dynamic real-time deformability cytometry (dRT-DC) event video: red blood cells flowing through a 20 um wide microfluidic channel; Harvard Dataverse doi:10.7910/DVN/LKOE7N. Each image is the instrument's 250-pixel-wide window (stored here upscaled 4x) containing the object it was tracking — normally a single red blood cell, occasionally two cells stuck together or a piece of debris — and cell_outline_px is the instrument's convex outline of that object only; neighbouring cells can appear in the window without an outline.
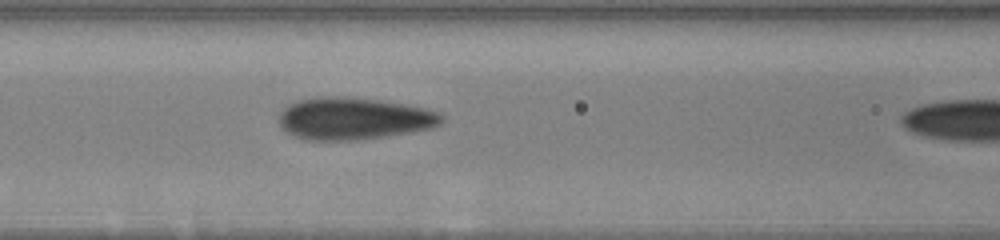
{"species": "human", "species_latin": "Homo sapiens", "temperature_condition": "warm", "stored_images_in_passage": 10, "camera_frame_rate_fps": 3000, "um_per_image_px": 0.085, "donor": {"sex": "male"}, "frame": {"image": 1, "passage_image": 9, "time_ms": 4.333, "image_size_px": [1000, 240], "cell_outline_px": [[444, 120], [440, 124], [432, 128], [384, 136], [356, 140], [308, 140], [296, 136], [288, 132], [280, 124], [280, 112], [288, 104], [300, 100], [316, 96], [340, 96], [380, 100], [428, 108], [440, 112], [444, 116]], "centroid_in_image_um": [30.1, 10.06], "position_along_channel_um": 136.5, "area_um2": 39.88}}